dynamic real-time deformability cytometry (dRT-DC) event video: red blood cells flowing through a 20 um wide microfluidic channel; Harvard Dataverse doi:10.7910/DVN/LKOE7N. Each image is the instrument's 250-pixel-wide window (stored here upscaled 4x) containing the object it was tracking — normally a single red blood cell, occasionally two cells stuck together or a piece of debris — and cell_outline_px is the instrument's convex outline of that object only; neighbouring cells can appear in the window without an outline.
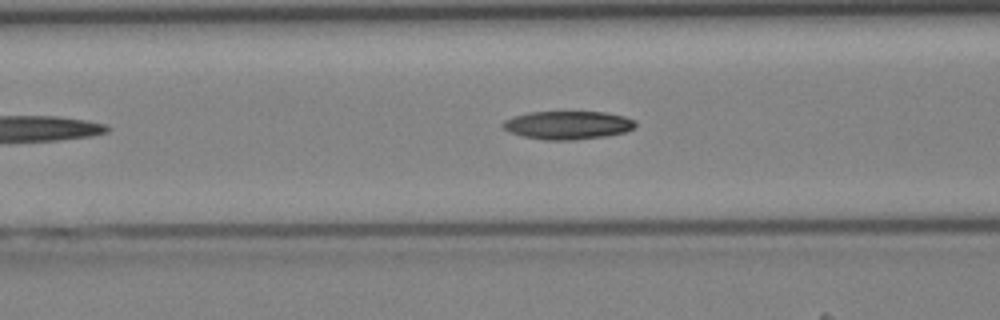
{"species": "Egyptian fruit bat (a non-hibernating species)", "species_latin": "Rousettus aegyptiacus", "temperature_condition": "cold", "stored_images_in_passage": 29, "camera_frame_rate_fps": 3000, "um_per_image_px": 0.085, "animal": {"sex": "female"}, "frame": {"image": 1, "passage_image": 6, "time_ms": 1.667, "image_size_px": [1000, 320], "cell_outline_px": [[636, 128], [628, 132], [608, 136], [572, 140], [544, 140], [524, 136], [508, 132], [500, 124], [504, 120], [512, 116], [528, 112], [604, 112], [624, 116], [636, 120]], "centroid_in_image_um": [48.28, 10.64], "position_along_channel_um": 118.3, "area_um2": 22.2}}
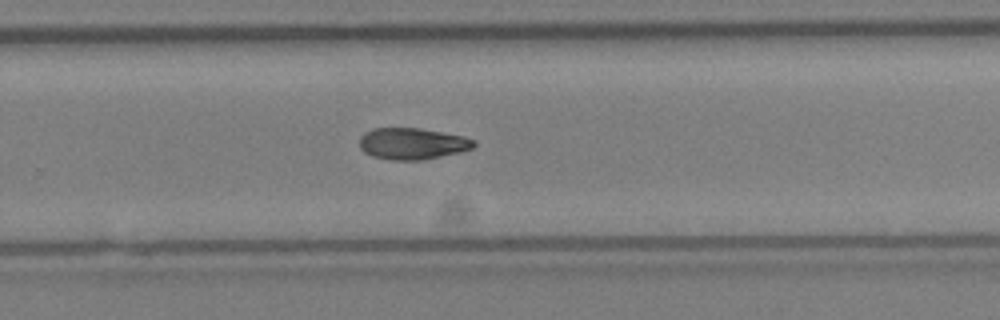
{"frame": {"image": 2, "passage_image": 17, "time_ms": 5.333, "image_size_px": [1000, 320], "cell_outline_px": [[476, 144], [472, 148], [460, 152], [420, 160], [392, 160], [372, 156], [364, 152], [360, 148], [360, 136], [364, 132], [372, 128], [420, 128], [464, 136], [476, 140]], "centroid_in_image_um": [35.04, 12.2], "position_along_channel_um": 294.8, "area_um2": 21.04}}
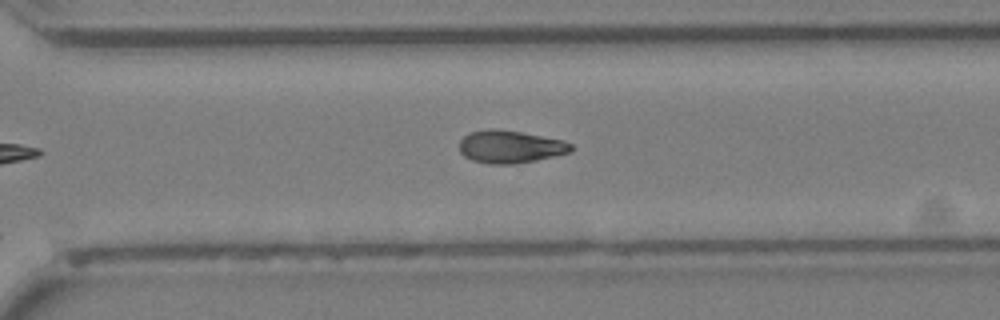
{"frame": {"image": 3, "passage_image": 19, "time_ms": 6.0, "image_size_px": [1000, 320], "cell_outline_px": [[572, 152], [536, 160], [516, 164], [492, 164], [472, 160], [464, 156], [460, 152], [460, 140], [464, 136], [472, 132], [488, 128], [496, 128], [520, 132], [564, 140], [572, 144]], "centroid_in_image_um": [43.38, 12.47], "position_along_channel_um": 327.2, "area_um2": 21.27}}